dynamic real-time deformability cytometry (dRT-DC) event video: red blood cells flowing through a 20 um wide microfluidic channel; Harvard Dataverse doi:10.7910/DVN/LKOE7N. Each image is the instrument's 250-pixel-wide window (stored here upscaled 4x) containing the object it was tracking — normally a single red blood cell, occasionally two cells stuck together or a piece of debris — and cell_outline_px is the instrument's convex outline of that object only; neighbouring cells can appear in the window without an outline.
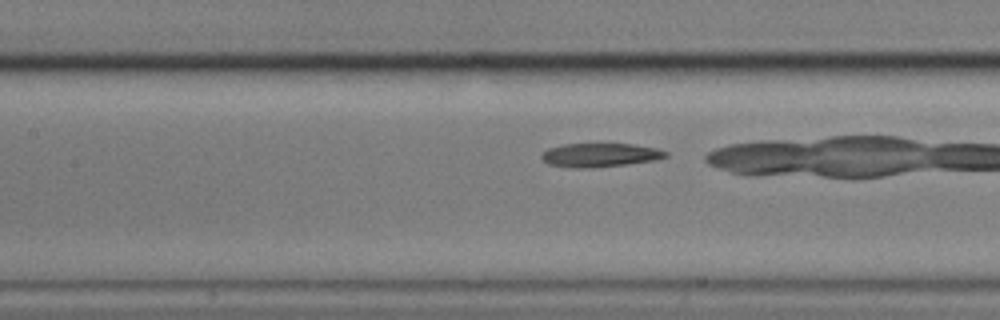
{"species": "common noctule bat (a hibernating species)", "species_latin": "Nyctalus noctula", "temperature_condition": "cold", "stored_images_in_passage": 36, "camera_frame_rate_fps": 3000, "um_per_image_px": 0.085, "animal": {"sex": "male", "body_mass_g": 17.9}, "frame": {"image": 1, "passage_image": 17, "time_ms": 5.333, "image_size_px": [1000, 320], "cell_outline_px": [[668, 156], [656, 160], [628, 164], [592, 168], [576, 168], [548, 164], [540, 156], [548, 148], [564, 144], [632, 144], [656, 148], [668, 152]], "centroid_in_image_um": [51.02, 13.18], "position_along_channel_um": 156.4, "area_um2": 17.17}}
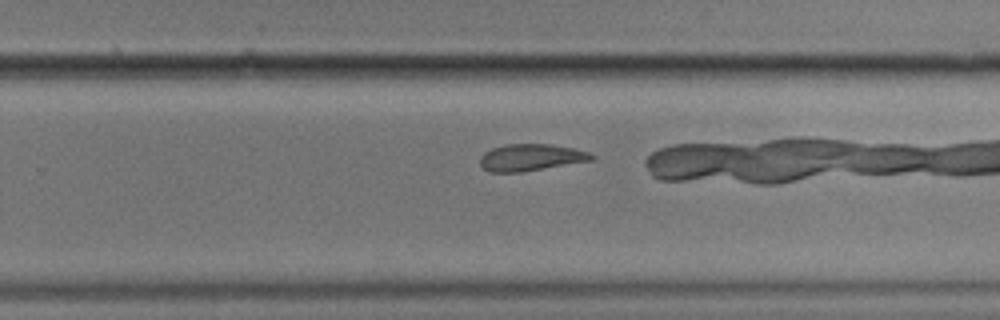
{"frame": {"image": 2, "passage_image": 28, "time_ms": 9.0, "image_size_px": [1000, 320], "cell_outline_px": [[596, 156], [592, 160], [520, 172], [488, 172], [480, 164], [480, 156], [484, 152], [492, 148], [504, 144], [552, 144], [572, 148], [588, 152]], "centroid_in_image_um": [45.09, 13.37], "position_along_channel_um": 284.7, "area_um2": 17.34}}
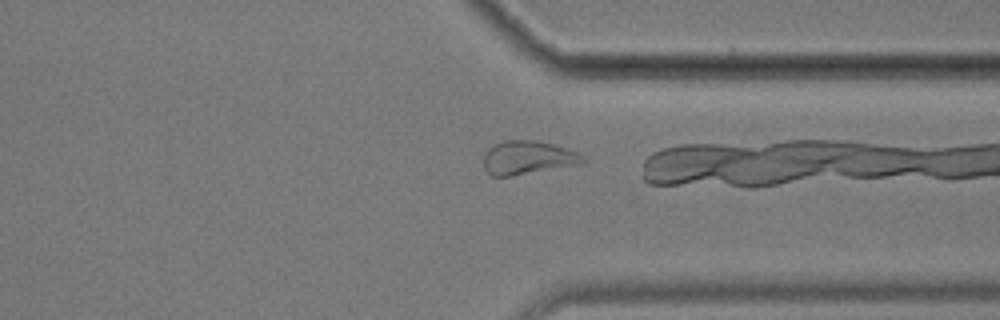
{"frame": {"image": 3, "passage_image": 35, "time_ms": 11.333, "image_size_px": [1000, 320], "cell_outline_px": [[588, 160], [584, 164], [512, 176], [492, 176], [484, 168], [484, 152], [488, 148], [504, 140], [536, 140], [552, 144], [576, 152]], "centroid_in_image_um": [44.87, 13.41], "position_along_channel_um": 366.5, "area_um2": 19.54}}